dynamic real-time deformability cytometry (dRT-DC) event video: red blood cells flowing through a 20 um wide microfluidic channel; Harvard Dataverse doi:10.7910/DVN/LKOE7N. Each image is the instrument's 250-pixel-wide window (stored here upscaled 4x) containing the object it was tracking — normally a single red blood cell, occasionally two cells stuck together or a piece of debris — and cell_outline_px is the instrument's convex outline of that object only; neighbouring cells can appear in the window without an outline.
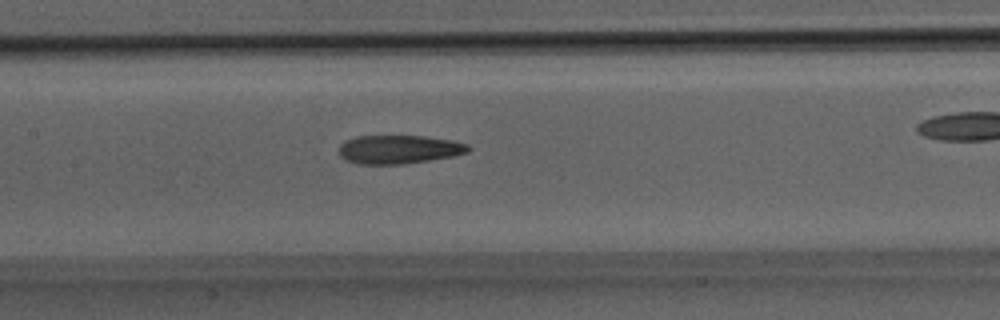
{"species": "Egyptian fruit bat (a non-hibernating species)", "species_latin": "Rousettus aegyptiacus", "temperature_condition": "room temperature", "stored_images_in_passage": 17, "camera_frame_rate_fps": 3000, "um_per_image_px": 0.085, "animal": {"sex": "male"}, "frame": {"image": 1, "passage_image": 6, "time_ms": 1.667, "image_size_px": [1000, 320], "cell_outline_px": [[472, 148], [468, 152], [452, 156], [404, 164], [360, 164], [344, 160], [340, 156], [340, 144], [356, 136], [424, 136], [452, 140], [468, 144]], "centroid_in_image_um": [33.92, 12.7], "position_along_channel_um": 173.5, "area_um2": 21.5}}
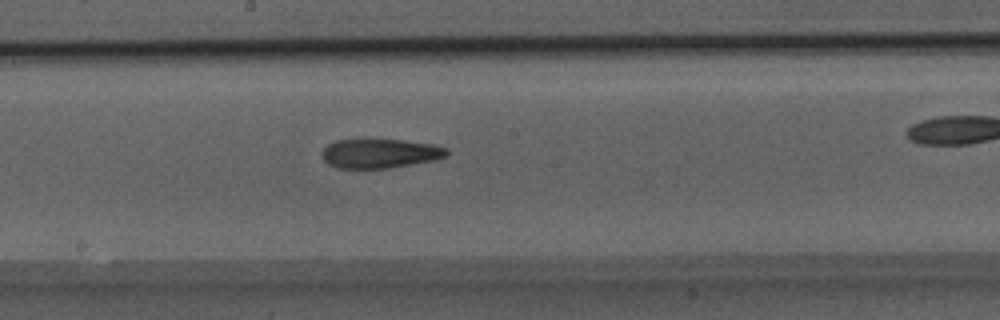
{"frame": {"image": 2, "passage_image": 8, "time_ms": 2.333, "image_size_px": [1000, 320], "cell_outline_px": [[448, 156], [432, 160], [388, 168], [336, 168], [328, 164], [320, 156], [320, 152], [328, 144], [336, 140], [404, 140], [432, 144], [448, 148]], "centroid_in_image_um": [32.26, 13.04], "position_along_channel_um": 215.9, "area_um2": 21.21}}
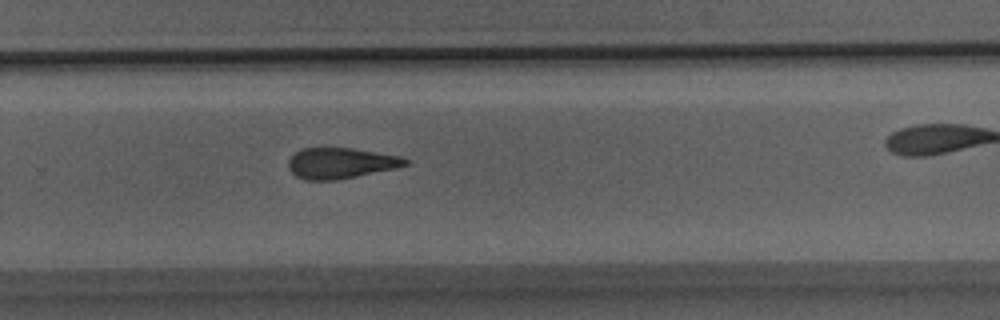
{"frame": {"image": 3, "passage_image": 12, "time_ms": 3.667, "image_size_px": [1000, 320], "cell_outline_px": [[408, 164], [400, 168], [336, 180], [304, 180], [296, 176], [288, 168], [288, 160], [300, 148], [352, 148], [400, 156], [408, 160]], "centroid_in_image_um": [28.97, 13.87], "position_along_channel_um": 300.8, "area_um2": 21.1}}